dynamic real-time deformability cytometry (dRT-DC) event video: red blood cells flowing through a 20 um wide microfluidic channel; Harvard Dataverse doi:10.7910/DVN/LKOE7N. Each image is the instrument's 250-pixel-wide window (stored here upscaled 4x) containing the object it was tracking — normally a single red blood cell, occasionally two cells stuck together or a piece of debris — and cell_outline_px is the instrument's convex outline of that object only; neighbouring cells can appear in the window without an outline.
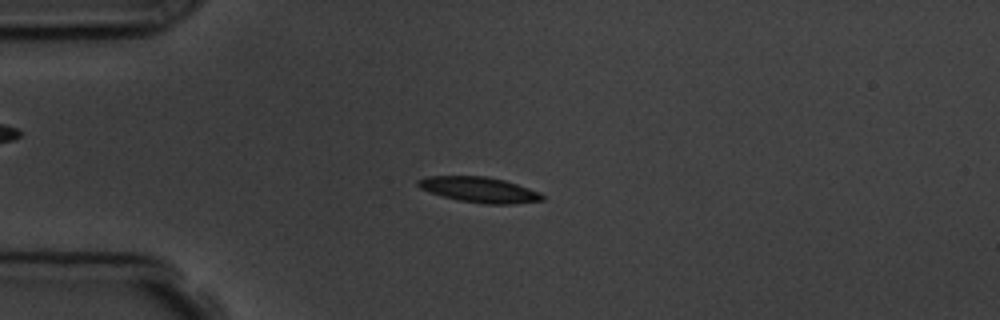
{"species": "common noctule bat (a hibernating species)", "species_latin": "Nyctalus noctula", "temperature_condition": "room temperature", "stored_images_in_passage": 10, "camera_frame_rate_fps": 3000, "um_per_image_px": 0.085, "animal": {"sex": "male", "body_mass_g": 19.5, "forearm_length_mm": 54.6}, "frame": {"image": 1, "passage_image": 4, "time_ms": 3.333, "image_size_px": [1000, 320], "cell_outline_px": [[544, 200], [512, 204], [484, 204], [456, 200], [420, 188], [416, 184], [416, 180], [428, 176], [488, 176], [504, 180], [540, 192], [544, 196]], "centroid_in_image_um": [40.74, 16.12], "position_along_channel_um": 44.3, "area_um2": 18.38}}
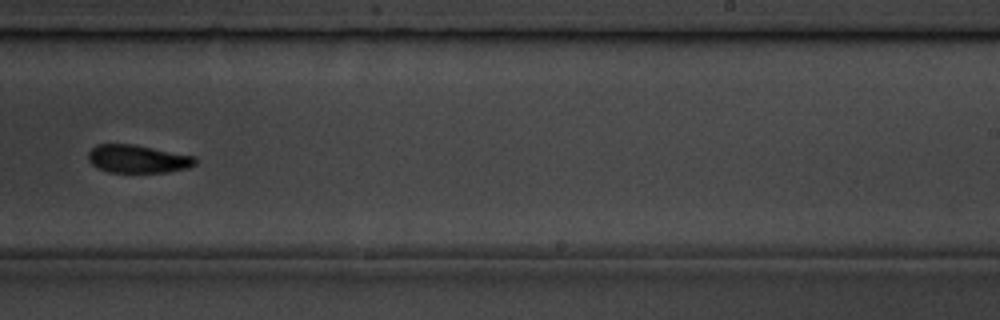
{"frame": {"image": 2, "passage_image": 10, "time_ms": 10.0, "image_size_px": [1000, 320], "cell_outline_px": [[196, 164], [188, 168], [168, 172], [108, 172], [96, 168], [88, 160], [88, 152], [96, 144], [132, 144], [196, 156]], "centroid_in_image_um": [11.7, 13.51], "position_along_channel_um": 277.3, "area_um2": 17.57}}